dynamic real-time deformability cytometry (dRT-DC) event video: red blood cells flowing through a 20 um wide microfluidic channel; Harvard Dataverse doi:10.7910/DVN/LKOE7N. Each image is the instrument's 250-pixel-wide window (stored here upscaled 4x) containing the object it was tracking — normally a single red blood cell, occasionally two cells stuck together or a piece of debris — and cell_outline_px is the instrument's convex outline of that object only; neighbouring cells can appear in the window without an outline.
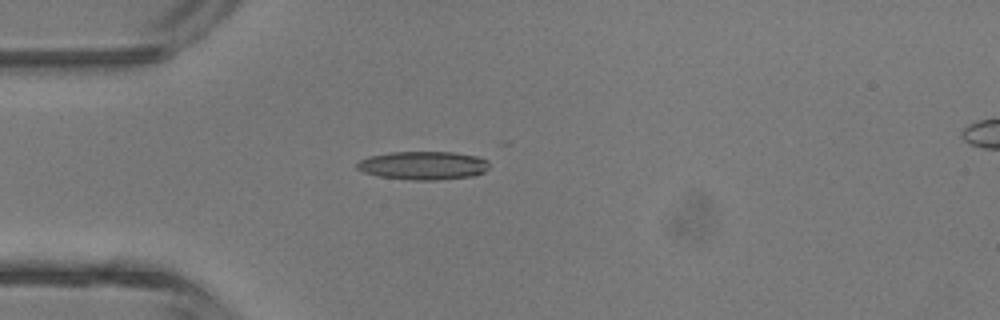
{"species": "common noctule bat (a hibernating species)", "species_latin": "Nyctalus noctula", "temperature_condition": "room temperature", "stored_images_in_passage": 5, "camera_frame_rate_fps": 3000, "um_per_image_px": 0.085, "animal": {"sex": "male", "body_mass_g": 13.3}, "frame": {"image": 1, "passage_image": 4, "time_ms": 3.667, "image_size_px": [1000, 320], "cell_outline_px": [[488, 168], [484, 172], [472, 176], [440, 180], [412, 180], [376, 176], [364, 172], [356, 168], [356, 164], [360, 160], [368, 156], [392, 152], [456, 152], [476, 156], [488, 160]], "centroid_in_image_um": [35.96, 14.07], "position_along_channel_um": 49.0, "area_um2": 22.02}}